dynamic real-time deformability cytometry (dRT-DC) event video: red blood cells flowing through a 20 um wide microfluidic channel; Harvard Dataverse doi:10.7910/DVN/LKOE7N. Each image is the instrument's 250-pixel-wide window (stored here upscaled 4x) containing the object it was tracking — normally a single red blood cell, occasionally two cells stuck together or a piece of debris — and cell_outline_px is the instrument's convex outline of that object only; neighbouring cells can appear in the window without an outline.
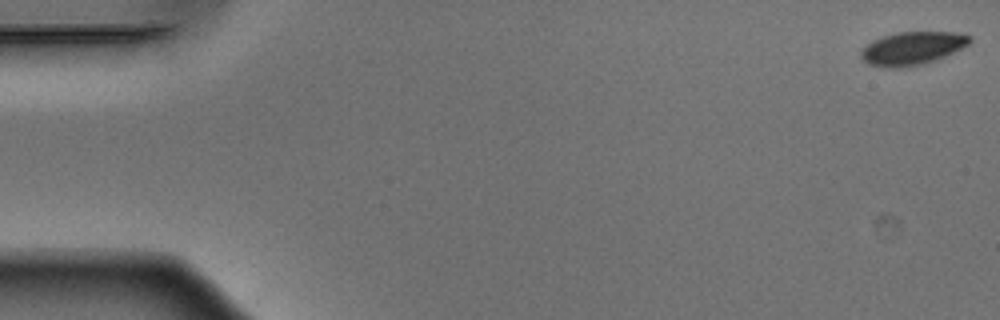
{"species": "Egyptian fruit bat (a non-hibernating species)", "species_latin": "Rousettus aegyptiacus", "temperature_condition": "warm", "stored_images_in_passage": 52, "camera_frame_rate_fps": 3000, "um_per_image_px": 0.085, "animal": {"sex": "male"}, "frame": {"image": 1, "passage_image": 1, "time_ms": 0.0, "image_size_px": [1000, 320], "cell_outline_px": [[972, 40], [968, 44], [936, 60], [924, 64], [900, 68], [888, 68], [868, 64], [860, 56], [860, 52], [872, 40], [896, 32], [952, 32], [972, 36]], "centroid_in_image_um": [77.52, 4.11], "position_along_channel_um": 7.5, "area_um2": 20.87}}
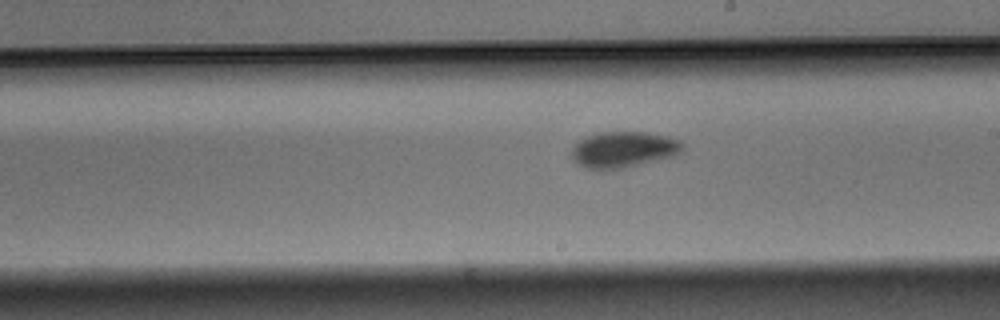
{"frame": {"image": 2, "passage_image": 30, "time_ms": 9.667, "image_size_px": [1000, 320], "cell_outline_px": [[684, 148], [676, 156], [624, 168], [600, 172], [576, 164], [568, 156], [572, 148], [580, 140], [588, 136], [600, 132], [644, 132], [668, 136], [680, 140], [684, 144]], "centroid_in_image_um": [52.97, 12.74], "position_along_channel_um": 236.0, "area_um2": 23.93}}
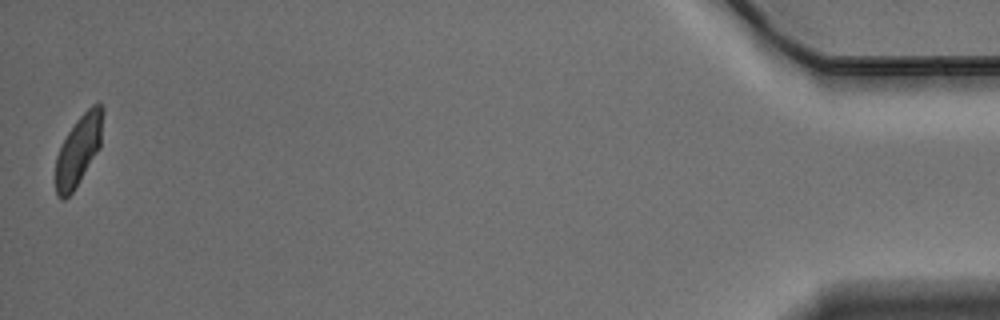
{"frame": {"image": 3, "passage_image": 52, "time_ms": 17.0, "image_size_px": [1000, 320], "cell_outline_px": [[104, 112], [100, 148], [72, 192], [64, 200], [60, 200], [56, 196], [56, 156], [68, 132], [76, 120], [92, 104], [104, 104]], "centroid_in_image_um": [6.69, 12.74], "position_along_channel_um": 428.5, "area_um2": 19.25}, "authors_computed_cell_mechanics": {"area_um2": 21.8484, "velocity_mm_per_s": 3.8764, "shape_relaxation_time_tau1_ms": 2.4996, "shape_relaxation_time_tau2_ms": 2.9947, "deformation_change_tau1": 0.1141, "deformation_change_tau2": 0.0506}}